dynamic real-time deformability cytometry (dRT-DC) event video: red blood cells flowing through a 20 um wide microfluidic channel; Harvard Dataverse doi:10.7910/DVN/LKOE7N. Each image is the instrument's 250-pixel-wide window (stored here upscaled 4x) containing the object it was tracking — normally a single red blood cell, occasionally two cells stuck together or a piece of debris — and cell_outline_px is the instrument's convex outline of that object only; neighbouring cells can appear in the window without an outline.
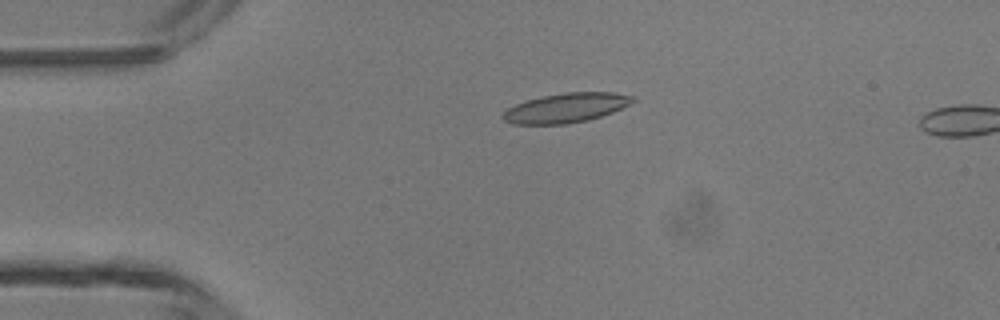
{"species": "common noctule bat (a hibernating species)", "species_latin": "Nyctalus noctula", "temperature_condition": "room temperature", "stored_images_in_passage": 4, "camera_frame_rate_fps": 3000, "um_per_image_px": 0.085, "animal": {"sex": "male", "body_mass_g": 13.3}, "frame": {"image": 1, "passage_image": 2, "time_ms": 0.333, "image_size_px": [1000, 320], "cell_outline_px": [[636, 100], [612, 112], [588, 120], [568, 124], [512, 124], [504, 120], [500, 116], [508, 108], [524, 100], [564, 92], [612, 92], [636, 96]], "centroid_in_image_um": [48.09, 9.16], "position_along_channel_um": 36.9, "area_um2": 22.31}}